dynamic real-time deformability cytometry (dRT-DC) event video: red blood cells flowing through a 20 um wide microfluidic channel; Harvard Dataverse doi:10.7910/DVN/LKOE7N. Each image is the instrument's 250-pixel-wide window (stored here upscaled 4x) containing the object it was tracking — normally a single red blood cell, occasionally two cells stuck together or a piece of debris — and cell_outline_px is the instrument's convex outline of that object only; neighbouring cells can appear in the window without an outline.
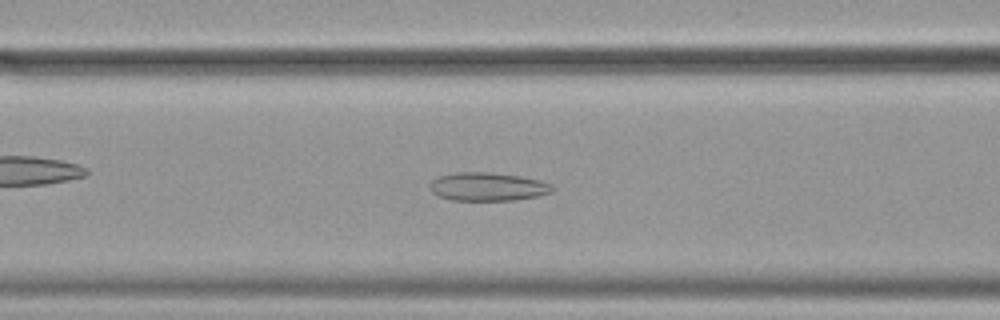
{"species": "common noctule bat (a hibernating species)", "species_latin": "Nyctalus noctula", "temperature_condition": "cold", "stored_images_in_passage": 56, "camera_frame_rate_fps": 3000, "um_per_image_px": 0.085, "animal": {"sex": "female", "body_mass_g": 19.9}, "frame": {"image": 1, "passage_image": 22, "time_ms": 7.0, "image_size_px": [1000, 320], "cell_outline_px": [[556, 188], [552, 192], [540, 196], [516, 200], [452, 200], [440, 196], [432, 192], [428, 184], [436, 176], [452, 172], [488, 172], [520, 176], [540, 180], [552, 184]], "centroid_in_image_um": [41.47, 15.86], "position_along_channel_um": 125.1, "area_um2": 20.58}}
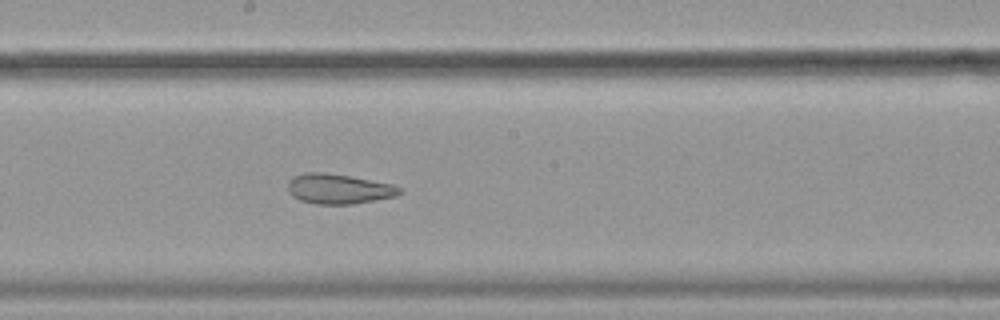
{"frame": {"image": 2, "passage_image": 30, "time_ms": 9.667, "image_size_px": [1000, 320], "cell_outline_px": [[400, 192], [396, 196], [352, 204], [316, 204], [300, 200], [292, 196], [288, 192], [288, 180], [292, 176], [304, 172], [324, 172], [348, 176], [392, 184], [400, 188]], "centroid_in_image_um": [28.71, 16.05], "position_along_channel_um": 219.5, "area_um2": 19.42}}
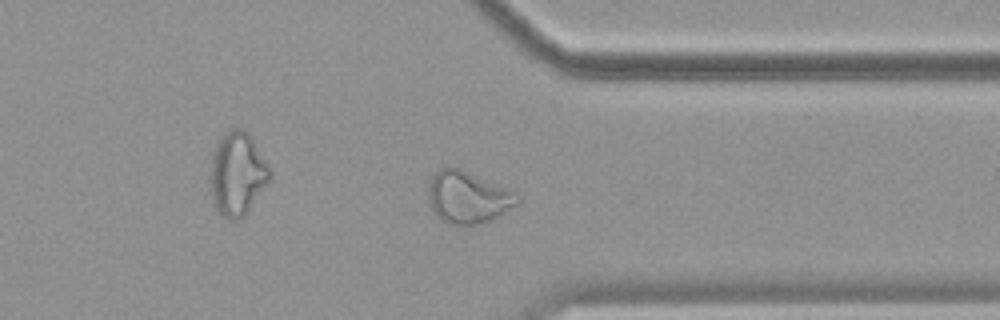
{"frame": {"image": 3, "passage_image": 43, "time_ms": 14.0, "image_size_px": [1000, 320], "cell_outline_px": [[520, 204], [480, 224], [448, 224], [440, 220], [432, 212], [428, 200], [428, 184], [432, 176], [440, 168], [448, 164], [460, 168], [516, 192], [520, 196]], "centroid_in_image_um": [39.73, 16.75], "position_along_channel_um": 371.7, "area_um2": 27.34}, "authors_computed_cell_mechanics": {"area_um2": 26.8481, "velocity_mm_per_s": 3.5571, "shape_relaxation_time_tau1_ms": null, "shape_relaxation_time_tau2_ms": 2.7043, "deformation_change_tau1": null, "deformation_change_tau2": 0.103}}